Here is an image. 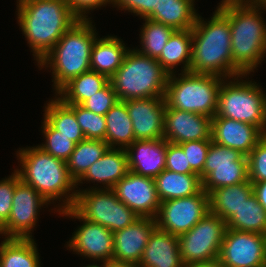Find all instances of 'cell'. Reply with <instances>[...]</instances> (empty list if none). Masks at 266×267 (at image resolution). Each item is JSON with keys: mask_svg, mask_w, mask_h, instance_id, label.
Returning <instances> with one entry per match:
<instances>
[{"mask_svg": "<svg viewBox=\"0 0 266 267\" xmlns=\"http://www.w3.org/2000/svg\"><path fill=\"white\" fill-rule=\"evenodd\" d=\"M34 238H5L0 243V267H41Z\"/></svg>", "mask_w": 266, "mask_h": 267, "instance_id": "f546056e", "label": "cell"}, {"mask_svg": "<svg viewBox=\"0 0 266 267\" xmlns=\"http://www.w3.org/2000/svg\"><path fill=\"white\" fill-rule=\"evenodd\" d=\"M167 141L135 140L125 149L130 171L151 178L165 170Z\"/></svg>", "mask_w": 266, "mask_h": 267, "instance_id": "44dd1931", "label": "cell"}, {"mask_svg": "<svg viewBox=\"0 0 266 267\" xmlns=\"http://www.w3.org/2000/svg\"><path fill=\"white\" fill-rule=\"evenodd\" d=\"M145 21L140 31V49L136 50L148 57L158 59L163 47L166 45L174 28L151 19L143 18Z\"/></svg>", "mask_w": 266, "mask_h": 267, "instance_id": "e575fe53", "label": "cell"}, {"mask_svg": "<svg viewBox=\"0 0 266 267\" xmlns=\"http://www.w3.org/2000/svg\"><path fill=\"white\" fill-rule=\"evenodd\" d=\"M74 112L85 139L104 140L106 133L105 116L96 114L78 104H67Z\"/></svg>", "mask_w": 266, "mask_h": 267, "instance_id": "8d00e7d4", "label": "cell"}, {"mask_svg": "<svg viewBox=\"0 0 266 267\" xmlns=\"http://www.w3.org/2000/svg\"><path fill=\"white\" fill-rule=\"evenodd\" d=\"M92 23V20L77 21L38 62L40 70H52L55 94L71 79L91 70V51L98 35Z\"/></svg>", "mask_w": 266, "mask_h": 267, "instance_id": "5b68a950", "label": "cell"}, {"mask_svg": "<svg viewBox=\"0 0 266 267\" xmlns=\"http://www.w3.org/2000/svg\"><path fill=\"white\" fill-rule=\"evenodd\" d=\"M250 1L266 9V0H250Z\"/></svg>", "mask_w": 266, "mask_h": 267, "instance_id": "c3c4849f", "label": "cell"}, {"mask_svg": "<svg viewBox=\"0 0 266 267\" xmlns=\"http://www.w3.org/2000/svg\"><path fill=\"white\" fill-rule=\"evenodd\" d=\"M217 9L229 20L233 77L251 74L266 56V22L250 0H222ZM262 9V10H261Z\"/></svg>", "mask_w": 266, "mask_h": 267, "instance_id": "6da1fadb", "label": "cell"}, {"mask_svg": "<svg viewBox=\"0 0 266 267\" xmlns=\"http://www.w3.org/2000/svg\"><path fill=\"white\" fill-rule=\"evenodd\" d=\"M127 153L125 149L109 148L105 154L89 167L86 173L76 182L77 185L83 181L102 184V189H112L128 173Z\"/></svg>", "mask_w": 266, "mask_h": 267, "instance_id": "7402d4cb", "label": "cell"}, {"mask_svg": "<svg viewBox=\"0 0 266 267\" xmlns=\"http://www.w3.org/2000/svg\"><path fill=\"white\" fill-rule=\"evenodd\" d=\"M119 101L110 81L93 96L85 100L81 106L96 114H105Z\"/></svg>", "mask_w": 266, "mask_h": 267, "instance_id": "f35d334b", "label": "cell"}, {"mask_svg": "<svg viewBox=\"0 0 266 267\" xmlns=\"http://www.w3.org/2000/svg\"><path fill=\"white\" fill-rule=\"evenodd\" d=\"M83 267H107V264L103 263V264H101V266H99V265L93 263L91 265H87V266H83Z\"/></svg>", "mask_w": 266, "mask_h": 267, "instance_id": "681fc988", "label": "cell"}, {"mask_svg": "<svg viewBox=\"0 0 266 267\" xmlns=\"http://www.w3.org/2000/svg\"><path fill=\"white\" fill-rule=\"evenodd\" d=\"M210 18L198 14L192 27L190 72L233 78L229 20L217 8Z\"/></svg>", "mask_w": 266, "mask_h": 267, "instance_id": "277c9868", "label": "cell"}, {"mask_svg": "<svg viewBox=\"0 0 266 267\" xmlns=\"http://www.w3.org/2000/svg\"><path fill=\"white\" fill-rule=\"evenodd\" d=\"M51 205L30 185L23 182L16 173V187L12 199V208L7 223L1 228L5 238H33L40 209Z\"/></svg>", "mask_w": 266, "mask_h": 267, "instance_id": "5bb4252c", "label": "cell"}, {"mask_svg": "<svg viewBox=\"0 0 266 267\" xmlns=\"http://www.w3.org/2000/svg\"><path fill=\"white\" fill-rule=\"evenodd\" d=\"M212 118L174 109L165 108L164 139L167 142L181 144L186 141L212 140Z\"/></svg>", "mask_w": 266, "mask_h": 267, "instance_id": "ac0fdd59", "label": "cell"}, {"mask_svg": "<svg viewBox=\"0 0 266 267\" xmlns=\"http://www.w3.org/2000/svg\"><path fill=\"white\" fill-rule=\"evenodd\" d=\"M211 142L212 140H194L179 144L187 156L191 169L200 176L201 181H203V167Z\"/></svg>", "mask_w": 266, "mask_h": 267, "instance_id": "74e56055", "label": "cell"}, {"mask_svg": "<svg viewBox=\"0 0 266 267\" xmlns=\"http://www.w3.org/2000/svg\"><path fill=\"white\" fill-rule=\"evenodd\" d=\"M139 264L141 267H184L178 236L156 227L150 234Z\"/></svg>", "mask_w": 266, "mask_h": 267, "instance_id": "603a6c76", "label": "cell"}, {"mask_svg": "<svg viewBox=\"0 0 266 267\" xmlns=\"http://www.w3.org/2000/svg\"><path fill=\"white\" fill-rule=\"evenodd\" d=\"M226 224L236 231L266 235V211L253 193Z\"/></svg>", "mask_w": 266, "mask_h": 267, "instance_id": "836d02e7", "label": "cell"}, {"mask_svg": "<svg viewBox=\"0 0 266 267\" xmlns=\"http://www.w3.org/2000/svg\"><path fill=\"white\" fill-rule=\"evenodd\" d=\"M169 74L166 90V107L206 115L216 114L218 95L225 79L214 74L181 72Z\"/></svg>", "mask_w": 266, "mask_h": 267, "instance_id": "52a82bcc", "label": "cell"}, {"mask_svg": "<svg viewBox=\"0 0 266 267\" xmlns=\"http://www.w3.org/2000/svg\"><path fill=\"white\" fill-rule=\"evenodd\" d=\"M71 12L79 20H90L88 13L95 10L96 8H101L107 6V4L113 3V0H66ZM91 10V11H90Z\"/></svg>", "mask_w": 266, "mask_h": 267, "instance_id": "ee69618b", "label": "cell"}, {"mask_svg": "<svg viewBox=\"0 0 266 267\" xmlns=\"http://www.w3.org/2000/svg\"><path fill=\"white\" fill-rule=\"evenodd\" d=\"M156 228V220L139 217L131 225L113 233L112 261L140 262L150 234Z\"/></svg>", "mask_w": 266, "mask_h": 267, "instance_id": "ffe728a7", "label": "cell"}, {"mask_svg": "<svg viewBox=\"0 0 266 267\" xmlns=\"http://www.w3.org/2000/svg\"><path fill=\"white\" fill-rule=\"evenodd\" d=\"M61 216L76 218L83 221L82 225L73 232L67 242V250L89 260L110 263L113 259L114 235L108 228L82 218L73 208H67L58 213Z\"/></svg>", "mask_w": 266, "mask_h": 267, "instance_id": "4fadbf2b", "label": "cell"}, {"mask_svg": "<svg viewBox=\"0 0 266 267\" xmlns=\"http://www.w3.org/2000/svg\"><path fill=\"white\" fill-rule=\"evenodd\" d=\"M265 134L256 126L227 117L213 116L211 139L214 143L248 155Z\"/></svg>", "mask_w": 266, "mask_h": 267, "instance_id": "d6986e66", "label": "cell"}, {"mask_svg": "<svg viewBox=\"0 0 266 267\" xmlns=\"http://www.w3.org/2000/svg\"><path fill=\"white\" fill-rule=\"evenodd\" d=\"M128 50L123 40L117 36L97 37L91 51V70L104 74L110 79L122 65Z\"/></svg>", "mask_w": 266, "mask_h": 267, "instance_id": "cb8c5ba5", "label": "cell"}, {"mask_svg": "<svg viewBox=\"0 0 266 267\" xmlns=\"http://www.w3.org/2000/svg\"><path fill=\"white\" fill-rule=\"evenodd\" d=\"M191 58L192 28L175 30L163 47L161 55L157 61L169 74H173L176 73V67L182 64L183 67L181 66V72H190Z\"/></svg>", "mask_w": 266, "mask_h": 267, "instance_id": "484cf974", "label": "cell"}, {"mask_svg": "<svg viewBox=\"0 0 266 267\" xmlns=\"http://www.w3.org/2000/svg\"><path fill=\"white\" fill-rule=\"evenodd\" d=\"M246 76L249 74L222 81L214 116L254 125L266 135V93L260 84L247 80ZM244 77L246 80L242 79Z\"/></svg>", "mask_w": 266, "mask_h": 267, "instance_id": "ba28073f", "label": "cell"}, {"mask_svg": "<svg viewBox=\"0 0 266 267\" xmlns=\"http://www.w3.org/2000/svg\"><path fill=\"white\" fill-rule=\"evenodd\" d=\"M124 102L132 120L135 140L164 138V97L129 99Z\"/></svg>", "mask_w": 266, "mask_h": 267, "instance_id": "e0dca14e", "label": "cell"}, {"mask_svg": "<svg viewBox=\"0 0 266 267\" xmlns=\"http://www.w3.org/2000/svg\"><path fill=\"white\" fill-rule=\"evenodd\" d=\"M210 212L209 194L201 189L192 196L163 201L155 218L156 227L180 236Z\"/></svg>", "mask_w": 266, "mask_h": 267, "instance_id": "7c38bea8", "label": "cell"}, {"mask_svg": "<svg viewBox=\"0 0 266 267\" xmlns=\"http://www.w3.org/2000/svg\"><path fill=\"white\" fill-rule=\"evenodd\" d=\"M226 229V221L210 211L191 230L178 236L184 265L217 259Z\"/></svg>", "mask_w": 266, "mask_h": 267, "instance_id": "30bf717a", "label": "cell"}, {"mask_svg": "<svg viewBox=\"0 0 266 267\" xmlns=\"http://www.w3.org/2000/svg\"><path fill=\"white\" fill-rule=\"evenodd\" d=\"M105 121V142L110 148L126 149L135 141L132 120L124 101H118L105 114Z\"/></svg>", "mask_w": 266, "mask_h": 267, "instance_id": "f1b7e54d", "label": "cell"}, {"mask_svg": "<svg viewBox=\"0 0 266 267\" xmlns=\"http://www.w3.org/2000/svg\"><path fill=\"white\" fill-rule=\"evenodd\" d=\"M251 183L253 185V193L257 197L258 202L266 211V181Z\"/></svg>", "mask_w": 266, "mask_h": 267, "instance_id": "f6af8a7d", "label": "cell"}, {"mask_svg": "<svg viewBox=\"0 0 266 267\" xmlns=\"http://www.w3.org/2000/svg\"><path fill=\"white\" fill-rule=\"evenodd\" d=\"M116 197L139 217L156 218L161 200L154 178L128 171L113 188Z\"/></svg>", "mask_w": 266, "mask_h": 267, "instance_id": "2e32d148", "label": "cell"}, {"mask_svg": "<svg viewBox=\"0 0 266 267\" xmlns=\"http://www.w3.org/2000/svg\"><path fill=\"white\" fill-rule=\"evenodd\" d=\"M154 181L161 202L192 196L202 189L198 174H182L165 169Z\"/></svg>", "mask_w": 266, "mask_h": 267, "instance_id": "83f0119b", "label": "cell"}, {"mask_svg": "<svg viewBox=\"0 0 266 267\" xmlns=\"http://www.w3.org/2000/svg\"><path fill=\"white\" fill-rule=\"evenodd\" d=\"M248 179L250 182L266 181V135L247 155Z\"/></svg>", "mask_w": 266, "mask_h": 267, "instance_id": "ab89813d", "label": "cell"}, {"mask_svg": "<svg viewBox=\"0 0 266 267\" xmlns=\"http://www.w3.org/2000/svg\"><path fill=\"white\" fill-rule=\"evenodd\" d=\"M165 169L182 174H196L191 169L182 147L170 142H167Z\"/></svg>", "mask_w": 266, "mask_h": 267, "instance_id": "60d3db41", "label": "cell"}, {"mask_svg": "<svg viewBox=\"0 0 266 267\" xmlns=\"http://www.w3.org/2000/svg\"><path fill=\"white\" fill-rule=\"evenodd\" d=\"M159 0H113V7L128 11L139 16L141 19L146 18L157 6Z\"/></svg>", "mask_w": 266, "mask_h": 267, "instance_id": "7bdbcfd3", "label": "cell"}, {"mask_svg": "<svg viewBox=\"0 0 266 267\" xmlns=\"http://www.w3.org/2000/svg\"><path fill=\"white\" fill-rule=\"evenodd\" d=\"M41 128L45 144L43 142L38 146L50 155L66 162L74 151L76 143L61 135L45 119H43Z\"/></svg>", "mask_w": 266, "mask_h": 267, "instance_id": "d590c367", "label": "cell"}, {"mask_svg": "<svg viewBox=\"0 0 266 267\" xmlns=\"http://www.w3.org/2000/svg\"><path fill=\"white\" fill-rule=\"evenodd\" d=\"M16 187V172L0 180V229L7 223Z\"/></svg>", "mask_w": 266, "mask_h": 267, "instance_id": "b9f144b4", "label": "cell"}, {"mask_svg": "<svg viewBox=\"0 0 266 267\" xmlns=\"http://www.w3.org/2000/svg\"><path fill=\"white\" fill-rule=\"evenodd\" d=\"M110 147L104 140L84 139L66 161L70 177L77 182Z\"/></svg>", "mask_w": 266, "mask_h": 267, "instance_id": "d6a6232c", "label": "cell"}, {"mask_svg": "<svg viewBox=\"0 0 266 267\" xmlns=\"http://www.w3.org/2000/svg\"><path fill=\"white\" fill-rule=\"evenodd\" d=\"M107 267H141L138 262H117L112 261L107 263Z\"/></svg>", "mask_w": 266, "mask_h": 267, "instance_id": "7dc6e473", "label": "cell"}, {"mask_svg": "<svg viewBox=\"0 0 266 267\" xmlns=\"http://www.w3.org/2000/svg\"><path fill=\"white\" fill-rule=\"evenodd\" d=\"M99 187L76 189V199L72 208L82 218L98 223L113 233L128 227L139 218L116 197L112 189Z\"/></svg>", "mask_w": 266, "mask_h": 267, "instance_id": "9c48e42d", "label": "cell"}, {"mask_svg": "<svg viewBox=\"0 0 266 267\" xmlns=\"http://www.w3.org/2000/svg\"><path fill=\"white\" fill-rule=\"evenodd\" d=\"M17 21L38 62L79 19L66 0H19Z\"/></svg>", "mask_w": 266, "mask_h": 267, "instance_id": "7a4b0ae2", "label": "cell"}, {"mask_svg": "<svg viewBox=\"0 0 266 267\" xmlns=\"http://www.w3.org/2000/svg\"><path fill=\"white\" fill-rule=\"evenodd\" d=\"M169 73L157 59L139 53L135 48L127 51L122 65L109 79L119 101L164 97Z\"/></svg>", "mask_w": 266, "mask_h": 267, "instance_id": "8992f818", "label": "cell"}, {"mask_svg": "<svg viewBox=\"0 0 266 267\" xmlns=\"http://www.w3.org/2000/svg\"><path fill=\"white\" fill-rule=\"evenodd\" d=\"M108 82L109 78L106 75L89 70L71 79L55 96L65 104L81 105Z\"/></svg>", "mask_w": 266, "mask_h": 267, "instance_id": "4dcf8cb0", "label": "cell"}, {"mask_svg": "<svg viewBox=\"0 0 266 267\" xmlns=\"http://www.w3.org/2000/svg\"><path fill=\"white\" fill-rule=\"evenodd\" d=\"M54 98L44 106V119L61 135L78 144L85 139V136L77 122L75 112L58 97Z\"/></svg>", "mask_w": 266, "mask_h": 267, "instance_id": "1f68e13d", "label": "cell"}, {"mask_svg": "<svg viewBox=\"0 0 266 267\" xmlns=\"http://www.w3.org/2000/svg\"><path fill=\"white\" fill-rule=\"evenodd\" d=\"M194 2L195 0H159L146 18L175 30L191 29L198 16Z\"/></svg>", "mask_w": 266, "mask_h": 267, "instance_id": "d4e9b609", "label": "cell"}, {"mask_svg": "<svg viewBox=\"0 0 266 267\" xmlns=\"http://www.w3.org/2000/svg\"><path fill=\"white\" fill-rule=\"evenodd\" d=\"M248 180V158L239 150L211 142L203 167L202 189L209 194Z\"/></svg>", "mask_w": 266, "mask_h": 267, "instance_id": "8fae6325", "label": "cell"}, {"mask_svg": "<svg viewBox=\"0 0 266 267\" xmlns=\"http://www.w3.org/2000/svg\"><path fill=\"white\" fill-rule=\"evenodd\" d=\"M252 194L253 185L249 179L215 189L209 193L210 211L227 222Z\"/></svg>", "mask_w": 266, "mask_h": 267, "instance_id": "4316f807", "label": "cell"}, {"mask_svg": "<svg viewBox=\"0 0 266 267\" xmlns=\"http://www.w3.org/2000/svg\"><path fill=\"white\" fill-rule=\"evenodd\" d=\"M218 259L225 267H266V235L227 228Z\"/></svg>", "mask_w": 266, "mask_h": 267, "instance_id": "9a60e30c", "label": "cell"}, {"mask_svg": "<svg viewBox=\"0 0 266 267\" xmlns=\"http://www.w3.org/2000/svg\"><path fill=\"white\" fill-rule=\"evenodd\" d=\"M19 149L16 156L21 167L14 169L19 178L49 203L62 199L63 203L54 208L55 212L72 208L77 193L76 182L70 177L66 162L50 155L39 146Z\"/></svg>", "mask_w": 266, "mask_h": 267, "instance_id": "3957f363", "label": "cell"}, {"mask_svg": "<svg viewBox=\"0 0 266 267\" xmlns=\"http://www.w3.org/2000/svg\"><path fill=\"white\" fill-rule=\"evenodd\" d=\"M184 267H225V266L217 258V259L211 260V261L187 264Z\"/></svg>", "mask_w": 266, "mask_h": 267, "instance_id": "bcb514c9", "label": "cell"}]
</instances>
